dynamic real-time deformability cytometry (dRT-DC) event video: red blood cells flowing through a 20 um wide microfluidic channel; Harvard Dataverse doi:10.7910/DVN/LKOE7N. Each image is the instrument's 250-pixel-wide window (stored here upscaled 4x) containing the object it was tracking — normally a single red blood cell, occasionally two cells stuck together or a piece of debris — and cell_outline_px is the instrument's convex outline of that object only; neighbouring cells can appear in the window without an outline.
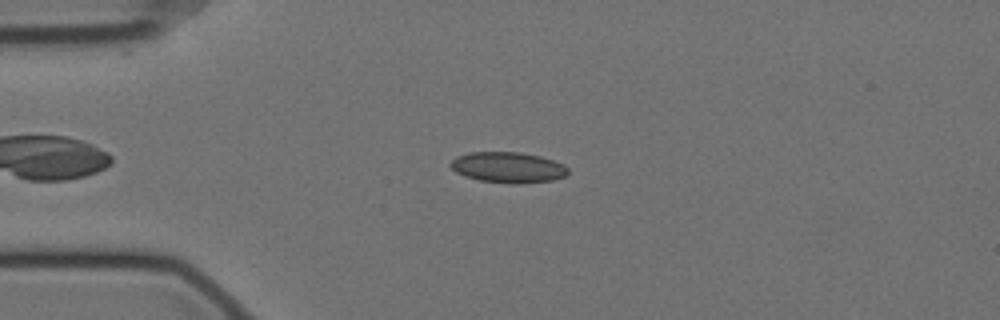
{"species": "Egyptian fruit bat (a non-hibernating species)", "species_latin": "Rousettus aegyptiacus", "temperature_condition": "cold", "stored_images_in_passage": 56, "camera_frame_rate_fps": 3000, "um_per_image_px": 0.085, "animal": {"sex": "female"}, "frame": {"image": 1, "passage_image": 13, "time_ms": 4.0, "image_size_px": [1000, 320], "cell_outline_px": [[568, 172], [564, 176], [552, 180], [516, 184], [512, 184], [480, 180], [464, 176], [456, 172], [448, 164], [456, 156], [468, 152], [520, 152], [540, 156], [564, 164], [568, 168]], "centroid_in_image_um": [43.15, 14.22], "position_along_channel_um": 41.8, "area_um2": 21.04}}
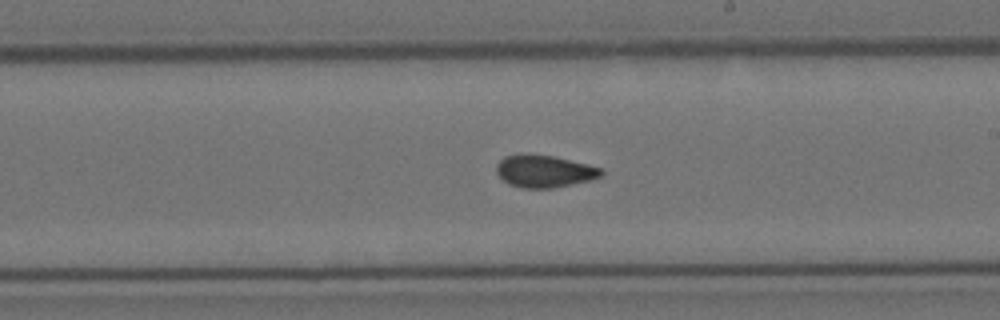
{"frame": {"image": 2, "passage_image": 32, "time_ms": 10.333, "image_size_px": [1000, 320], "cell_outline_px": [[604, 172], [600, 176], [588, 180], [552, 188], [520, 188], [508, 184], [496, 172], [496, 164], [504, 156], [552, 156], [588, 164], [604, 168]], "centroid_in_image_um": [46.28, 14.58], "position_along_channel_um": 242.7, "area_um2": 19.19}}
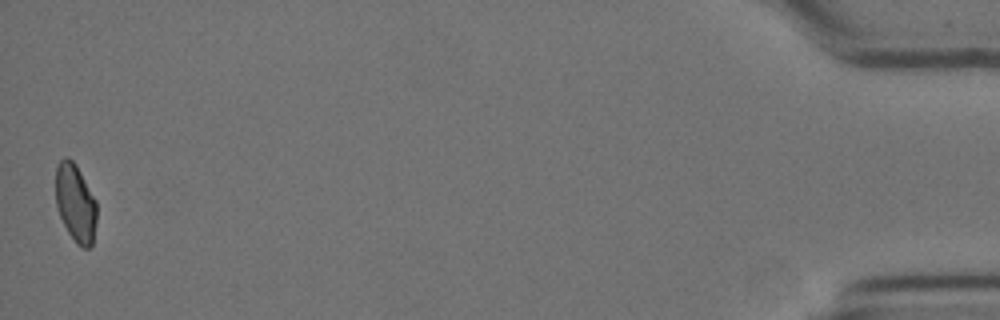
{"frame": {"image": 3, "passage_image": 56, "time_ms": 18.333, "image_size_px": [1000, 320], "cell_outline_px": [[96, 220], [92, 244], [88, 248], [80, 248], [76, 244], [68, 232], [60, 216], [56, 204], [56, 164], [64, 156], [68, 156], [76, 164], [96, 200]], "centroid_in_image_um": [6.41, 17.24], "position_along_channel_um": 428.8, "area_um2": 18.73}, "authors_computed_cell_mechanics": {"area_um2": 19.7676, "velocity_mm_per_s": 3.5146, "shape_relaxation_time_tau1_ms": null, "shape_relaxation_time_tau2_ms": 2.3393, "deformation_change_tau1": null, "deformation_change_tau2": 0.0523}}